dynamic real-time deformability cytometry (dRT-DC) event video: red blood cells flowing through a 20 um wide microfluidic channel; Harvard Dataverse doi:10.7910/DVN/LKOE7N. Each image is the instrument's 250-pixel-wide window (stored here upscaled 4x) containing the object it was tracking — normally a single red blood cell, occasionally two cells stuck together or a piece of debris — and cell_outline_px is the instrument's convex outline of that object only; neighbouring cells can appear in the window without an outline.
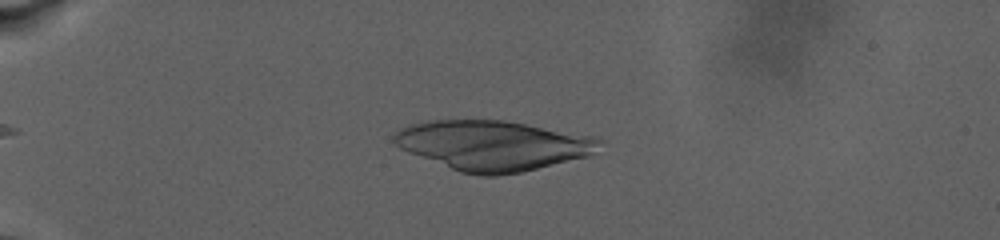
{"species": "human", "species_latin": "Homo sapiens", "temperature_condition": "warm", "stored_images_in_passage": 70, "camera_frame_rate_fps": 3000, "um_per_image_px": 0.085, "donor": {"sex": "male"}, "frame": {"image": 1, "passage_image": 18, "time_ms": 7.0, "image_size_px": [1000, 240], "cell_outline_px": [[604, 140], [588, 156], [520, 172], [496, 176], [480, 176], [460, 172], [408, 152], [400, 148], [392, 140], [392, 136], [400, 128], [408, 124], [428, 120], [504, 120], [592, 136]], "centroid_in_image_um": [41.83, 12.35], "position_along_channel_um": 43.2, "area_um2": 59.42}}
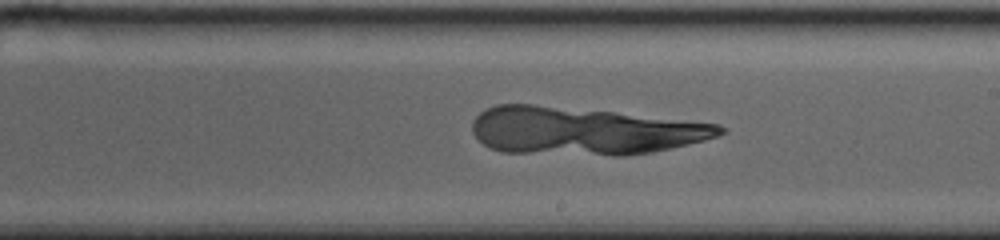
{"frame": {"image": 2, "passage_image": 42, "time_ms": 17.0, "image_size_px": [1000, 240], "cell_outline_px": [[728, 128], [724, 132], [716, 136], [704, 140], [688, 144], [652, 152], [624, 156], [612, 156], [500, 152], [488, 148], [472, 132], [472, 120], [480, 112], [496, 104], [532, 104], [612, 112], [720, 124]], "centroid_in_image_um": [49.58, 11.14], "position_along_channel_um": 239.4, "area_um2": 68.84}}
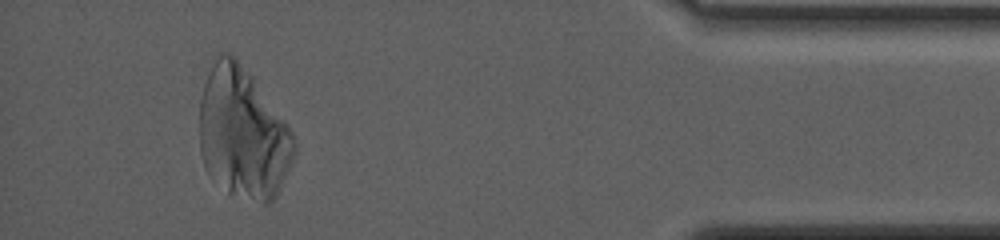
{"frame": {"image": 3, "passage_image": 65, "time_ms": 25.667, "image_size_px": [1000, 240], "cell_outline_px": [[296, 148], [276, 196], [268, 204], [264, 204], [228, 196], [204, 168], [200, 152], [200, 100], [204, 84], [208, 72], [216, 56], [220, 52], [228, 52], [252, 76], [288, 124], [292, 132], [296, 144]], "centroid_in_image_um": [20.62, 11.38], "position_along_channel_um": 414.6, "area_um2": 72.54}}